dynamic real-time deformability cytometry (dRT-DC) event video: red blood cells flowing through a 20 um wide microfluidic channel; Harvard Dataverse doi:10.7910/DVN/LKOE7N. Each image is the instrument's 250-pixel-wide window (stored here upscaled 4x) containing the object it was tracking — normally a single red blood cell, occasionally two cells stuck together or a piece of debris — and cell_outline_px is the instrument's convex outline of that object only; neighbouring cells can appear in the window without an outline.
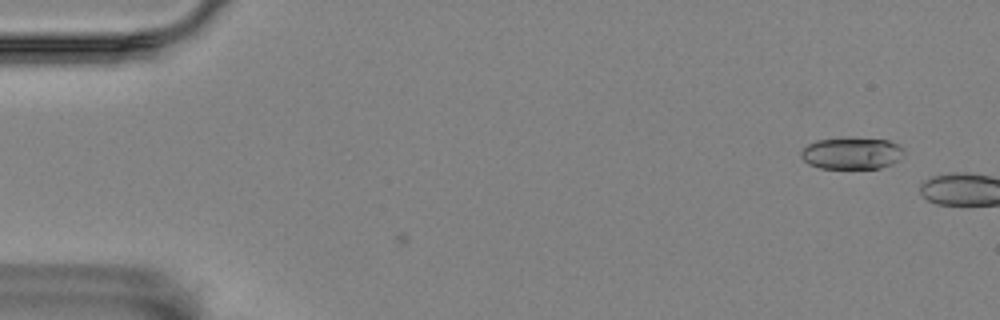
{"species": "Egyptian fruit bat (a non-hibernating species)", "species_latin": "Rousettus aegyptiacus", "temperature_condition": "room temperature", "stored_images_in_passage": 3, "camera_frame_rate_fps": 3000, "um_per_image_px": 0.085, "animal": {"sex": "female"}, "frame": {"image": 1, "passage_image": 2, "time_ms": 0.333, "image_size_px": [1000, 320], "cell_outline_px": [[904, 152], [892, 164], [880, 168], [820, 168], [808, 164], [800, 156], [800, 152], [808, 144], [816, 140], [848, 136], [888, 140], [900, 144], [904, 148]], "centroid_in_image_um": [72.38, 12.99], "position_along_channel_um": 12.6, "area_um2": 19.48}}